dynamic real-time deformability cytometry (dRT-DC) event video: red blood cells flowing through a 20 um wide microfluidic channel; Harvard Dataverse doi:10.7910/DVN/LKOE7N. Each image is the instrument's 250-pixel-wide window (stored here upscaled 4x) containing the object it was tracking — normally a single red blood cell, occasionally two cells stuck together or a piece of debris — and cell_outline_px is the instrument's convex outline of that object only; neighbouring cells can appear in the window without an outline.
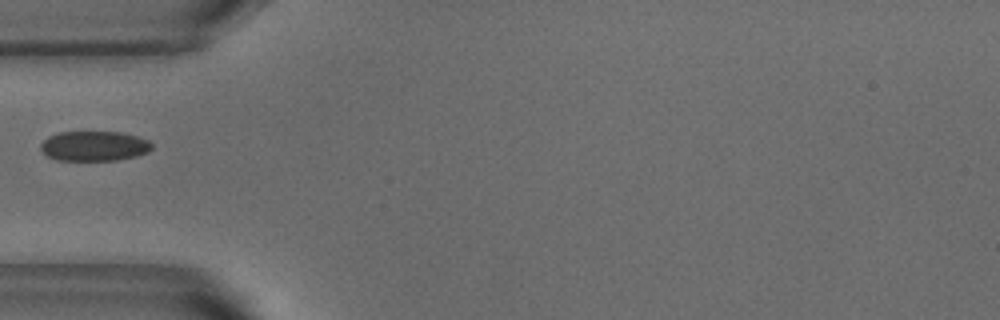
{"species": "common noctule bat (a hibernating species)", "species_latin": "Nyctalus noctula", "temperature_condition": "warm", "stored_images_in_passage": 37, "camera_frame_rate_fps": 3000, "um_per_image_px": 0.085, "animal": {"sex": "male", "body_mass_g": 18.8}, "frame": {"image": 1, "passage_image": 1, "time_ms": 0.0, "image_size_px": [1000, 320], "cell_outline_px": [[152, 148], [148, 152], [136, 156], [116, 160], [56, 160], [48, 156], [40, 148], [40, 144], [48, 136], [60, 132], [120, 132], [136, 136], [148, 140], [152, 144]], "centroid_in_image_um": [8.0, 12.41], "position_along_channel_um": 77.0, "area_um2": 19.31}}
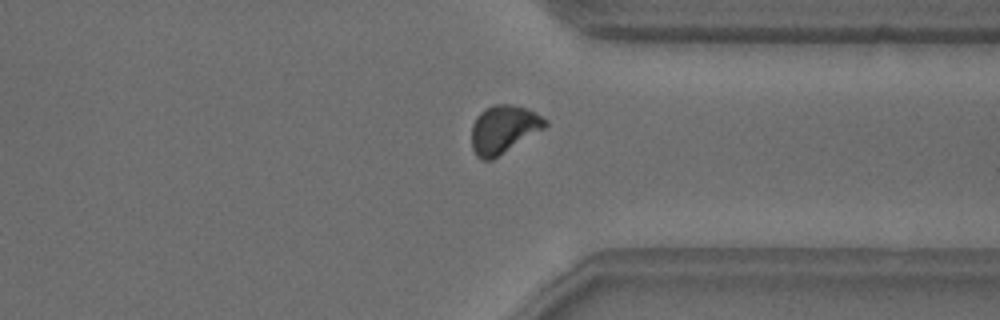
{"frame": {"image": 2, "passage_image": 24, "time_ms": 7.667, "image_size_px": [1000, 320], "cell_outline_px": [[548, 124], [544, 128], [492, 160], [480, 160], [476, 156], [472, 148], [472, 124], [476, 116], [484, 108], [492, 104], [512, 104], [528, 108], [536, 112], [548, 120]], "centroid_in_image_um": [42.79, 10.97], "position_along_channel_um": 368.6, "area_um2": 20.81}}
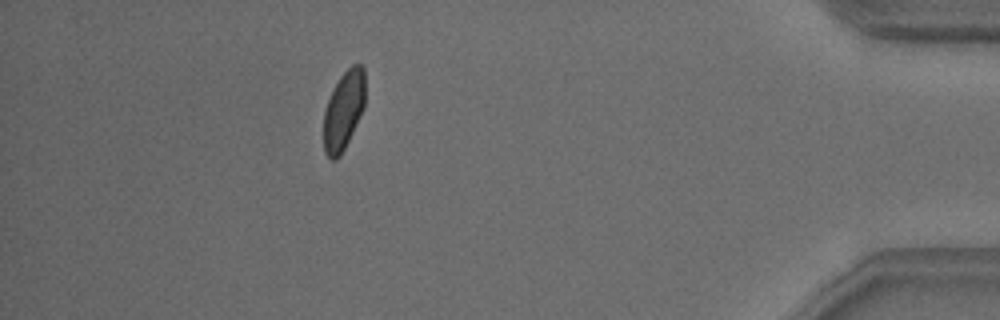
{"frame": {"image": 3, "passage_image": 31, "time_ms": 10.0, "image_size_px": [1000, 320], "cell_outline_px": [[364, 108], [340, 156], [336, 160], [332, 160], [324, 152], [324, 112], [332, 88], [340, 76], [352, 64], [360, 64], [364, 68]], "centroid_in_image_um": [29.2, 9.36], "position_along_channel_um": 406.0, "area_um2": 18.9}}